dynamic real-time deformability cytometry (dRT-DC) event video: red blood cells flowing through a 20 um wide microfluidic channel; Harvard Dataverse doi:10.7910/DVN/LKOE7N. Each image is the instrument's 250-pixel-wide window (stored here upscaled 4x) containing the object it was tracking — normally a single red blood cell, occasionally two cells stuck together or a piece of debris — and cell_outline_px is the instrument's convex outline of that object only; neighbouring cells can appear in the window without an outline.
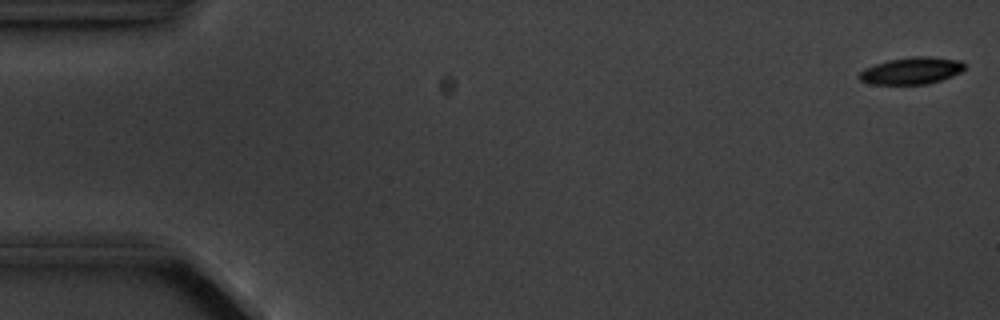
{"species": "common noctule bat (a hibernating species)", "species_latin": "Nyctalus noctula", "temperature_condition": "cold", "stored_images_in_passage": 5, "camera_frame_rate_fps": 3000, "um_per_image_px": 0.085, "animal": {"sex": "male", "body_mass_g": 20.1, "forearm_length_mm": 53.5}, "frame": {"image": 1, "passage_image": 1, "time_ms": 0.0, "image_size_px": [1000, 320], "cell_outline_px": [[964, 68], [960, 72], [952, 76], [928, 84], [872, 84], [860, 80], [856, 76], [864, 68], [888, 60], [908, 56], [928, 56], [960, 60], [964, 64]], "centroid_in_image_um": [77.45, 6.0], "position_along_channel_um": 7.6, "area_um2": 16.59}}